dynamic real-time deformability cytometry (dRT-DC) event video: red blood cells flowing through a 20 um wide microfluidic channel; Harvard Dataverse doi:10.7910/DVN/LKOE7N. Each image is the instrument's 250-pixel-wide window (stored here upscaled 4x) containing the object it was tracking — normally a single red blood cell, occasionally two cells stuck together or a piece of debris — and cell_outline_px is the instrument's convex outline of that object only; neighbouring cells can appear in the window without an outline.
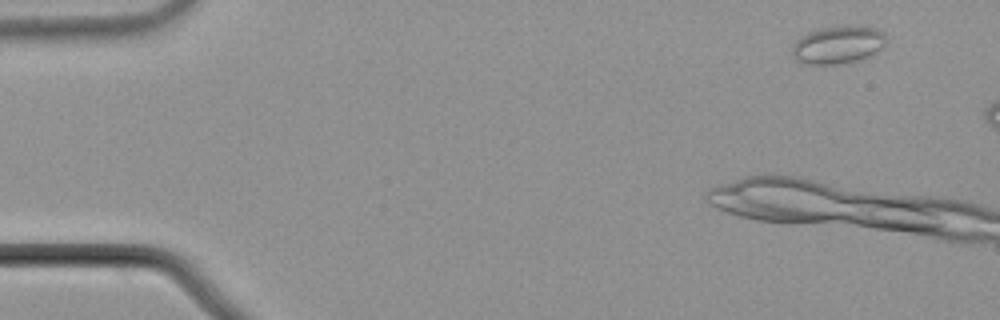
{"species": "common noctule bat (a hibernating species)", "species_latin": "Nyctalus noctula", "temperature_condition": "cold", "stored_images_in_passage": 3, "camera_frame_rate_fps": 3000, "um_per_image_px": 0.085, "animal": {"sex": "male", "body_mass_g": 21.5, "forearm_length_mm": 52.0}, "frame": {"image": 1, "passage_image": 1, "time_ms": 0.0, "image_size_px": [1000, 320], "cell_outline_px": [[888, 40], [884, 48], [872, 56], [864, 60], [840, 64], [800, 64], [792, 56], [792, 44], [800, 36], [808, 32], [820, 28], [844, 24], [860, 24], [880, 28], [884, 32]], "centroid_in_image_um": [71.3, 3.78], "position_along_channel_um": 13.7, "area_um2": 22.02}}